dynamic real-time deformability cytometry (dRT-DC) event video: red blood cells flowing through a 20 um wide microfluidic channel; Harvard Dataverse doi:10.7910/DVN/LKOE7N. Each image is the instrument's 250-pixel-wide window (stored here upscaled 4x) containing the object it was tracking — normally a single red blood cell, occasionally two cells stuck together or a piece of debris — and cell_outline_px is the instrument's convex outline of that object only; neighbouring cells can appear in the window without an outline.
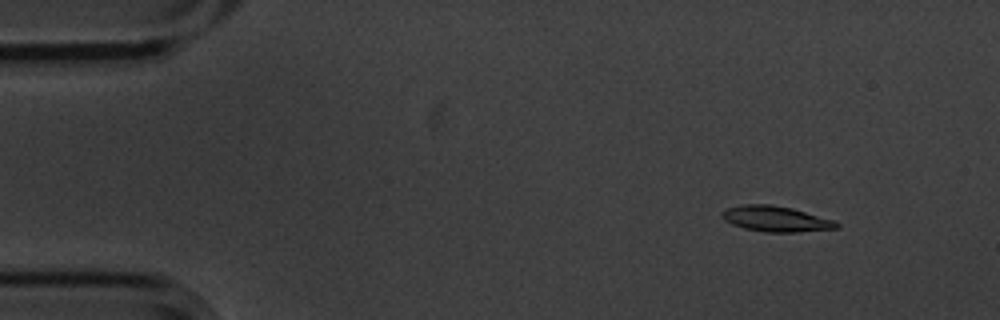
{"species": "common noctule bat (a hibernating species)", "species_latin": "Nyctalus noctula", "temperature_condition": "cold", "stored_images_in_passage": 6, "camera_frame_rate_fps": 3000, "um_per_image_px": 0.085, "animal": {"sex": "male", "body_mass_g": 20.1, "forearm_length_mm": 53.5}, "frame": {"image": 1, "passage_image": 2, "time_ms": 0.333, "image_size_px": [1000, 320], "cell_outline_px": [[840, 228], [796, 232], [764, 232], [744, 228], [732, 224], [724, 220], [720, 216], [720, 212], [728, 208], [744, 204], [772, 204], [792, 208], [836, 220], [840, 224]], "centroid_in_image_um": [65.97, 18.6], "position_along_channel_um": 19.0, "area_um2": 17.28}}
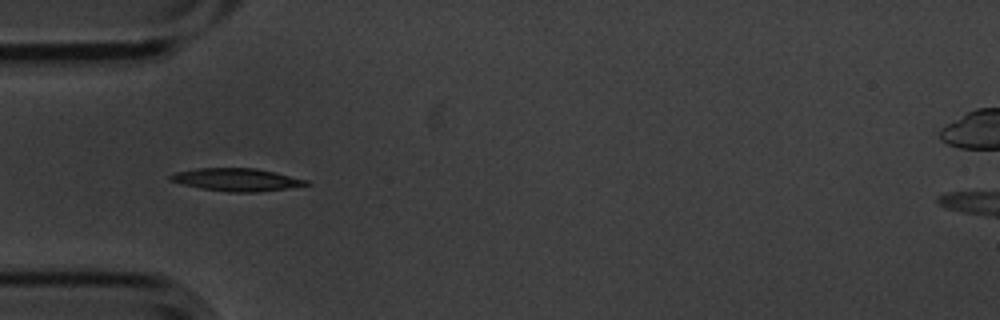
{"frame": {"image": 2, "passage_image": 5, "time_ms": 1.333, "image_size_px": [1000, 320], "cell_outline_px": [[312, 184], [256, 192], [228, 192], [200, 188], [168, 180], [168, 176], [176, 172], [196, 168], [256, 168], [276, 172], [308, 180]], "centroid_in_image_um": [20.1, 15.26], "position_along_channel_um": 64.9, "area_um2": 17.92}}
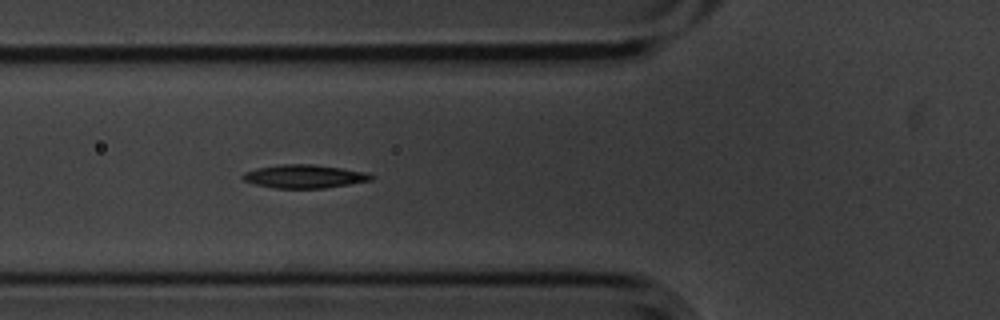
{"frame": {"image": 3, "passage_image": 6, "time_ms": 1.667, "image_size_px": [1000, 320], "cell_outline_px": [[376, 176], [372, 180], [324, 188], [272, 188], [256, 184], [244, 180], [240, 176], [244, 172], [256, 168], [280, 164], [312, 164], [368, 172]], "centroid_in_image_um": [25.87, 14.99], "position_along_channel_um": 99.9, "area_um2": 17.51}}